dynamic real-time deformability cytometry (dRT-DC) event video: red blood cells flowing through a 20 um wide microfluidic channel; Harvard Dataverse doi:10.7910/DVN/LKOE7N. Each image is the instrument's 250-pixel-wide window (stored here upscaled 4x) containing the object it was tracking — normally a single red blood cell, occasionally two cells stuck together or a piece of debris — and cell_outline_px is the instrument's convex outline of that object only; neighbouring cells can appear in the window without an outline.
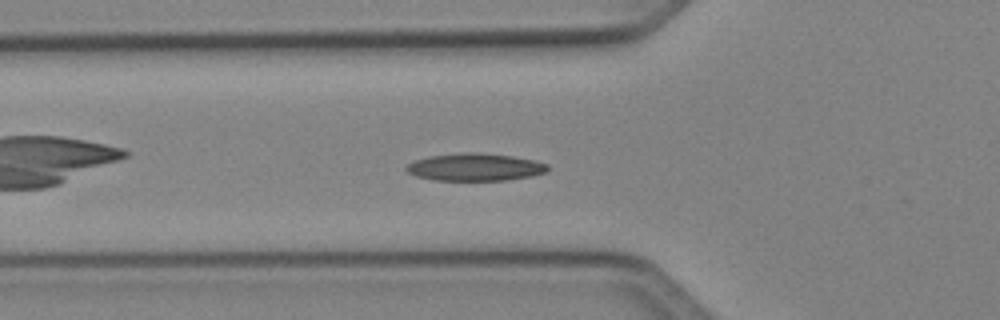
{"species": "Egyptian fruit bat (a non-hibernating species)", "species_latin": "Rousettus aegyptiacus", "temperature_condition": "cold", "stored_images_in_passage": 36, "camera_frame_rate_fps": 3000, "um_per_image_px": 0.085, "animal": {"sex": "female"}, "frame": {"image": 1, "passage_image": 3, "time_ms": 0.667, "image_size_px": [1000, 320], "cell_outline_px": [[548, 172], [528, 176], [504, 180], [436, 180], [416, 176], [408, 172], [404, 168], [408, 164], [416, 160], [428, 156], [460, 152], [480, 152], [512, 156], [532, 160], [548, 164]], "centroid_in_image_um": [40.35, 14.19], "position_along_channel_um": 85.4, "area_um2": 22.54}}
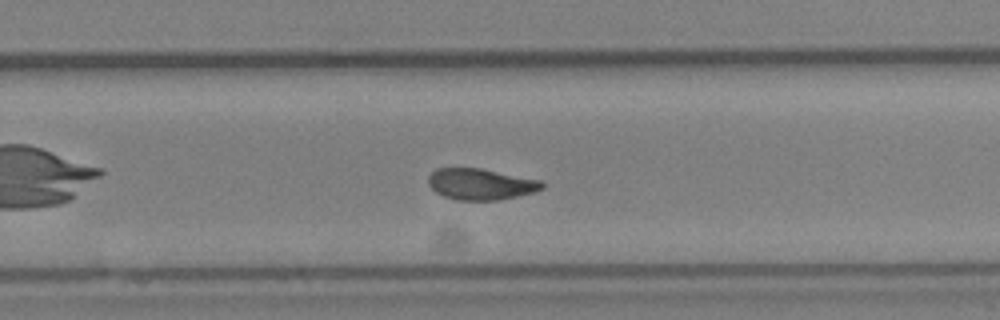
{"frame": {"image": 2, "passage_image": 18, "time_ms": 5.667, "image_size_px": [1000, 320], "cell_outline_px": [[544, 188], [532, 192], [500, 200], [456, 200], [444, 196], [436, 192], [428, 184], [428, 176], [436, 168], [480, 168], [540, 180], [544, 184]], "centroid_in_image_um": [40.83, 15.65], "position_along_channel_um": 289.0, "area_um2": 20.58}}
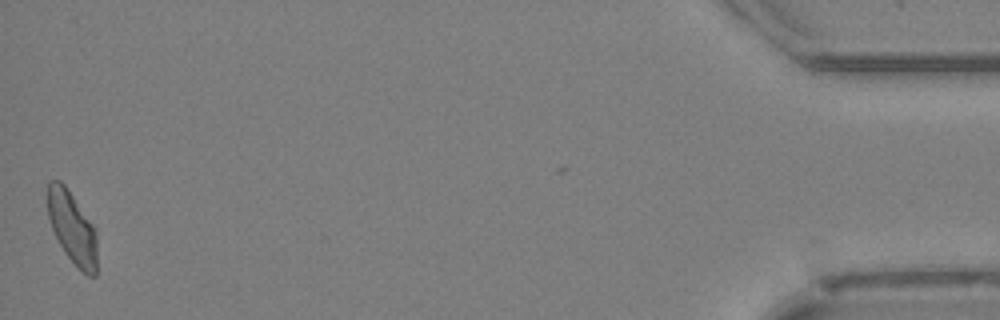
{"frame": {"image": 3, "passage_image": 35, "time_ms": 11.333, "image_size_px": [1000, 320], "cell_outline_px": [[96, 276], [88, 276], [64, 252], [52, 228], [48, 216], [48, 180], [60, 180], [64, 184], [96, 228]], "centroid_in_image_um": [6.14, 19.33], "position_along_channel_um": 429.1, "area_um2": 20.46}, "authors_computed_cell_mechanics": {"area_um2": 21.2126, "velocity_mm_per_s": 4.0864, "shape_relaxation_time_tau1_ms": 4.8451, "shape_relaxation_time_tau2_ms": 2.6981, "deformation_change_tau1": 0.141, "deformation_change_tau2": 0.0765}}